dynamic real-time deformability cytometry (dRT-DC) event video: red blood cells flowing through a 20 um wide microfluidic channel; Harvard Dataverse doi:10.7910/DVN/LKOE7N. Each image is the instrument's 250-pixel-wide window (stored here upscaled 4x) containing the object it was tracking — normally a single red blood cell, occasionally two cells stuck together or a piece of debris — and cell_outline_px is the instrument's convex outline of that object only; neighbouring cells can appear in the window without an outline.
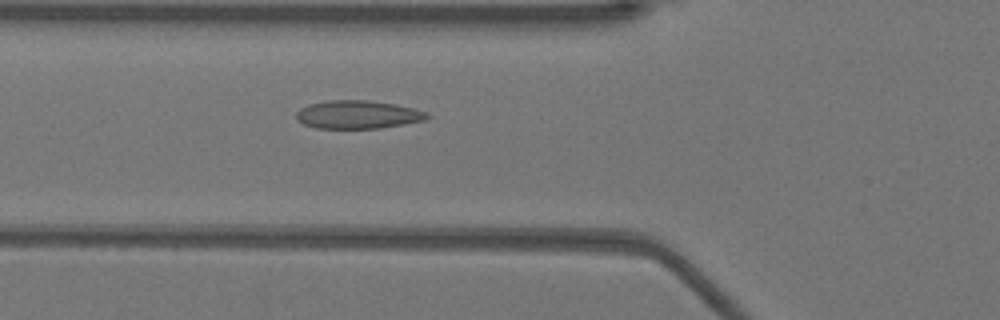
{"species": "Egyptian fruit bat (a non-hibernating species)", "species_latin": "Rousettus aegyptiacus", "temperature_condition": "warm", "stored_images_in_passage": 52, "camera_frame_rate_fps": 3000, "um_per_image_px": 0.085, "animal": {"sex": "female"}, "frame": {"image": 1, "passage_image": 19, "time_ms": 6.0, "image_size_px": [1000, 320], "cell_outline_px": [[432, 116], [424, 120], [404, 124], [380, 128], [316, 128], [304, 124], [296, 120], [296, 112], [300, 108], [308, 104], [328, 100], [368, 100], [396, 104], [428, 112]], "centroid_in_image_um": [30.41, 9.73], "position_along_channel_um": 95.4, "area_um2": 21.62}}
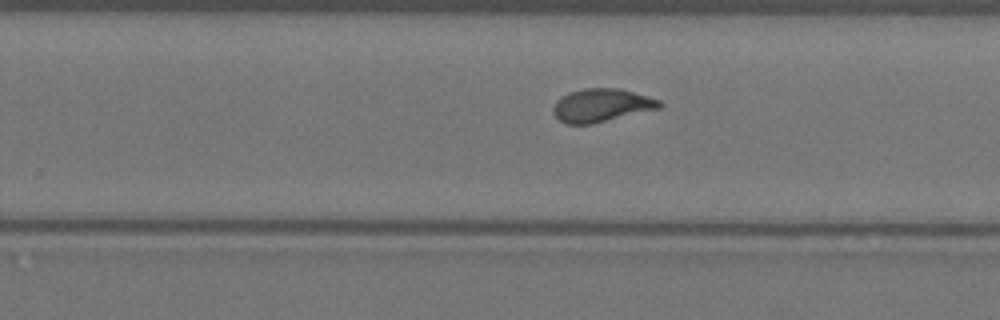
{"frame": {"image": 2, "passage_image": 33, "time_ms": 10.667, "image_size_px": [1000, 320], "cell_outline_px": [[664, 104], [660, 108], [592, 124], [564, 124], [552, 112], [552, 108], [556, 100], [560, 96], [568, 92], [584, 88], [620, 88], [648, 96], [660, 100]], "centroid_in_image_um": [51.11, 8.94], "position_along_channel_um": 278.7, "area_um2": 20.75}}
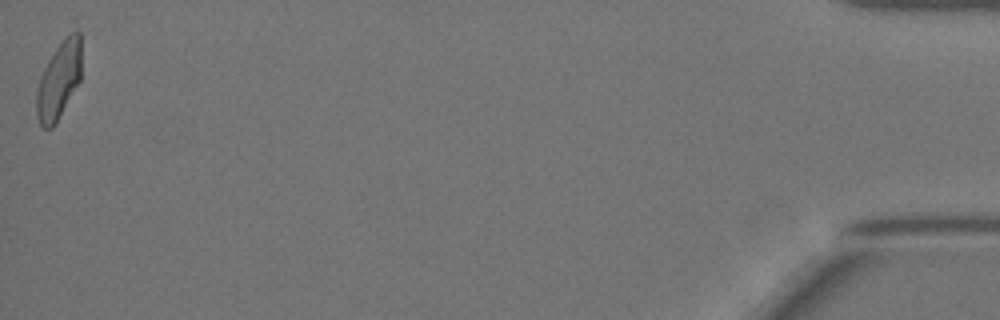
{"frame": {"image": 3, "passage_image": 52, "time_ms": 17.0, "image_size_px": [1000, 320], "cell_outline_px": [[80, 80], [56, 124], [52, 128], [44, 128], [40, 124], [36, 116], [36, 92], [40, 76], [52, 52], [64, 36], [72, 32], [80, 32]], "centroid_in_image_um": [4.98, 6.83], "position_along_channel_um": 430.2, "area_um2": 20.23}, "authors_computed_cell_mechanics": {"area_um2": 20.7791, "velocity_mm_per_s": 3.9258, "shape_relaxation_time_tau1_ms": null, "shape_relaxation_time_tau2_ms": 0.8159, "deformation_change_tau1": null, "deformation_change_tau2": 0.0613}}